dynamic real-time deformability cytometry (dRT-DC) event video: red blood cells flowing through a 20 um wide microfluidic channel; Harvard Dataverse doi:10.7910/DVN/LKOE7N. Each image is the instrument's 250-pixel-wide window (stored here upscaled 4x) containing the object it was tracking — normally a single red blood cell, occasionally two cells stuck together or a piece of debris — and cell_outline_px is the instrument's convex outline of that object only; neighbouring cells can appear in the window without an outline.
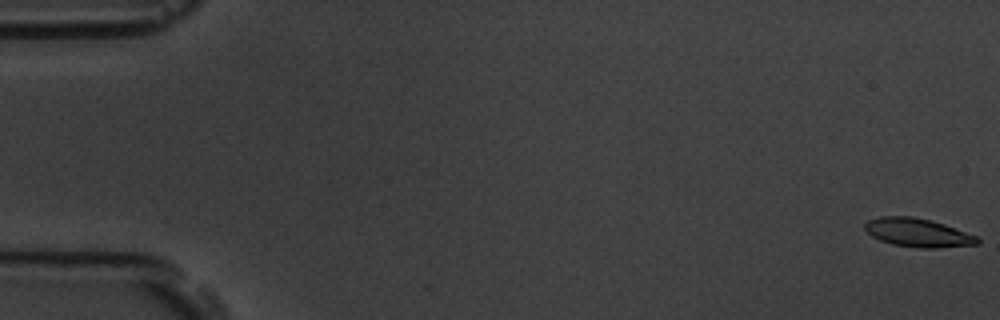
{"species": "common noctule bat (a hibernating species)", "species_latin": "Nyctalus noctula", "temperature_condition": "room temperature", "stored_images_in_passage": 7, "camera_frame_rate_fps": 3000, "um_per_image_px": 0.085, "animal": {"sex": "male", "body_mass_g": 19.5, "forearm_length_mm": 54.6}, "frame": {"image": 1, "passage_image": 1, "time_ms": 0.0, "image_size_px": [1000, 320], "cell_outline_px": [[980, 244], [936, 248], [916, 248], [892, 244], [880, 240], [872, 236], [864, 228], [864, 224], [868, 220], [880, 216], [912, 216], [944, 224], [976, 236], [980, 240]], "centroid_in_image_um": [78.0, 19.78], "position_along_channel_um": 7.0, "area_um2": 18.67}}
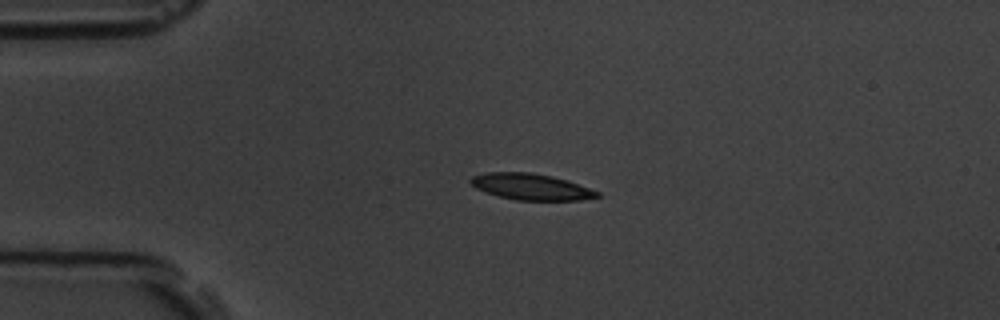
{"frame": {"image": 2, "passage_image": 5, "time_ms": 4.333, "image_size_px": [1000, 320], "cell_outline_px": [[600, 196], [580, 200], [516, 200], [500, 196], [476, 188], [468, 180], [472, 176], [488, 172], [532, 172], [552, 176], [568, 180], [600, 192]], "centroid_in_image_um": [45.15, 15.86], "position_along_channel_um": 39.8, "area_um2": 19.25}}
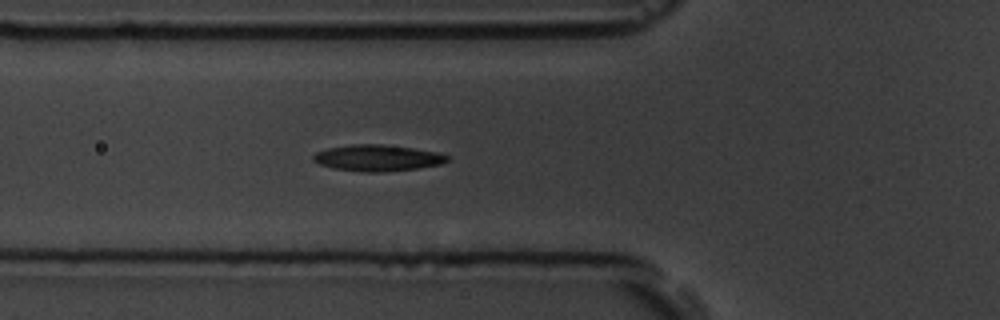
{"frame": {"image": 3, "passage_image": 7, "time_ms": 6.667, "image_size_px": [1000, 320], "cell_outline_px": [[448, 160], [440, 164], [416, 168], [380, 172], [364, 172], [332, 168], [320, 164], [312, 160], [312, 156], [316, 152], [328, 148], [352, 144], [380, 144], [412, 148], [436, 152], [448, 156]], "centroid_in_image_um": [32.03, 13.42], "position_along_channel_um": 93.8, "area_um2": 20.29}}